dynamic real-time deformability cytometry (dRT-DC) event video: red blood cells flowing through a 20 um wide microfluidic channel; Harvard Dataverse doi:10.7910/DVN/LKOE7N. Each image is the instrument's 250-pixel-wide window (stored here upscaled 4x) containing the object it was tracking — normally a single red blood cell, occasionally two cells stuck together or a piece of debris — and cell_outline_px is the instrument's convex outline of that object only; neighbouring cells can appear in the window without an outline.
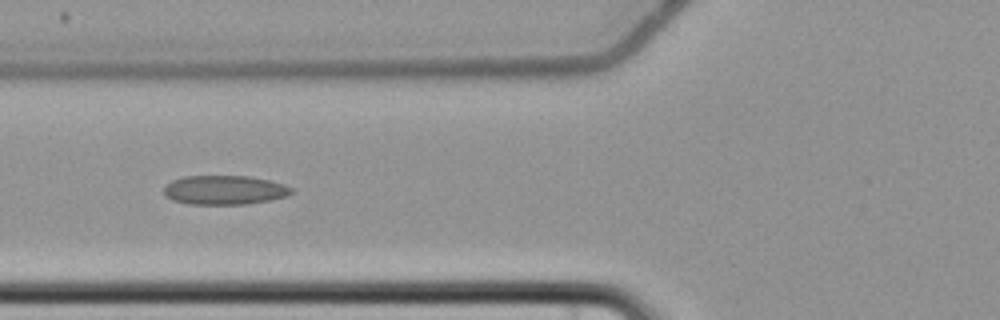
{"species": "common noctule bat (a hibernating species)", "species_latin": "Nyctalus noctula", "temperature_condition": "cold", "stored_images_in_passage": 10, "camera_frame_rate_fps": 3000, "um_per_image_px": 0.085, "animal": {"sex": "female", "body_mass_g": 22.7, "forearm_length_mm": 54.2}, "frame": {"image": 1, "passage_image": 7, "time_ms": 7.0, "image_size_px": [1000, 320], "cell_outline_px": [[292, 192], [288, 196], [272, 200], [248, 204], [188, 204], [172, 200], [164, 196], [164, 184], [172, 180], [184, 176], [248, 176], [268, 180], [284, 184], [292, 188]], "centroid_in_image_um": [19.06, 16.15], "position_along_channel_um": 106.7, "area_um2": 21.91}}
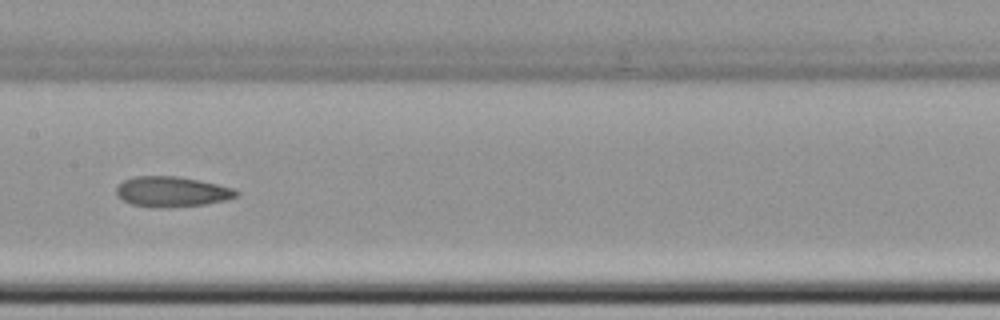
{"frame": {"image": 2, "passage_image": 9, "time_ms": 9.333, "image_size_px": [1000, 320], "cell_outline_px": [[240, 196], [224, 200], [204, 204], [160, 208], [152, 208], [132, 204], [116, 196], [116, 188], [124, 180], [136, 176], [176, 176], [200, 180], [232, 188], [240, 192]], "centroid_in_image_um": [14.6, 16.29], "position_along_channel_um": 192.8, "area_um2": 21.15}}